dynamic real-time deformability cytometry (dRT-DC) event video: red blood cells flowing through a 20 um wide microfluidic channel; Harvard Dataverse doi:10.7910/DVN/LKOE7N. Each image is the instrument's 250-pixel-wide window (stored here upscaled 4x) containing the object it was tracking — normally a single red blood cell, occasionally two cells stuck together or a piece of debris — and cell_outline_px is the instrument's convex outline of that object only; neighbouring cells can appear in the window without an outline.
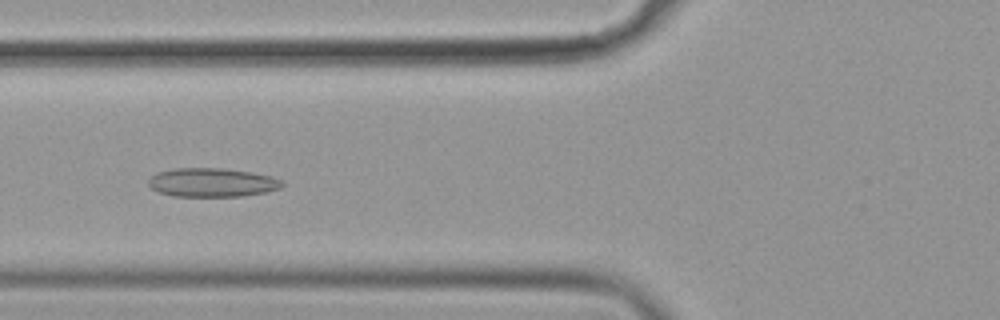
{"species": "common noctule bat (a hibernating species)", "species_latin": "Nyctalus noctula", "temperature_condition": "cold", "stored_images_in_passage": 48, "segment_of_instrument_passage": [1, 2], "camera_frame_rate_fps": 3000, "um_per_image_px": 0.085, "animal": {"sex": "female", "body_mass_g": 19.9}, "frame": {"image": 1, "passage_image": 13, "time_ms": 4.0, "image_size_px": [1000, 320], "cell_outline_px": [[284, 184], [280, 188], [264, 192], [244, 196], [172, 196], [160, 192], [152, 188], [148, 184], [148, 180], [156, 172], [176, 168], [220, 168], [252, 172], [272, 176], [280, 180]], "centroid_in_image_um": [18.02, 15.5], "position_along_channel_um": 107.8, "area_um2": 22.37}}
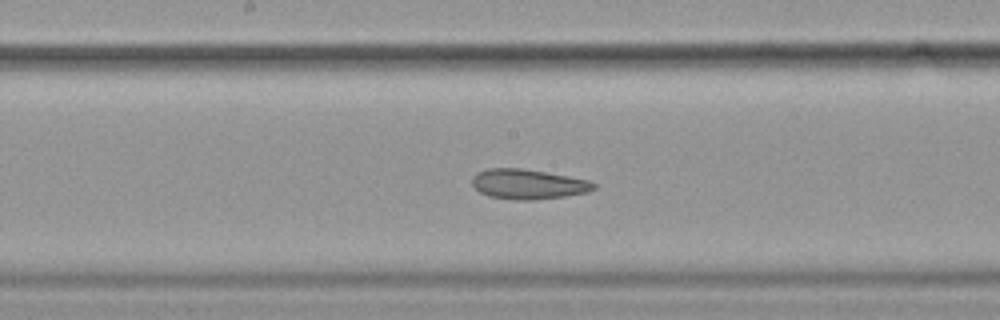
{"frame": {"image": 2, "passage_image": 21, "time_ms": 6.667, "image_size_px": [1000, 320], "cell_outline_px": [[596, 188], [588, 192], [564, 196], [536, 200], [516, 200], [488, 196], [480, 192], [472, 184], [472, 176], [476, 172], [488, 168], [520, 168], [568, 176], [588, 180], [596, 184]], "centroid_in_image_um": [44.86, 15.65], "position_along_channel_um": 203.3, "area_um2": 21.21}}
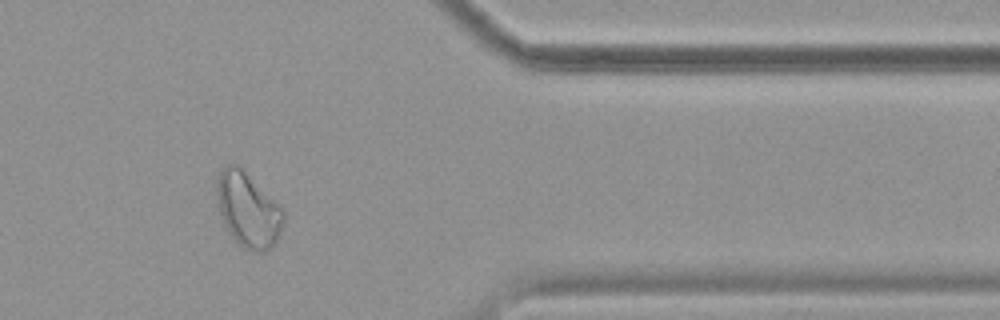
{"frame": {"image": 3, "passage_image": 38, "time_ms": 12.333, "image_size_px": [1000, 320], "cell_outline_px": [[284, 220], [280, 232], [276, 240], [264, 252], [256, 252], [244, 248], [228, 232], [224, 224], [220, 212], [216, 192], [216, 180], [220, 172], [228, 164], [236, 164], [244, 168], [284, 208]], "centroid_in_image_um": [21.1, 17.78], "position_along_channel_um": 390.3, "area_um2": 29.19}}